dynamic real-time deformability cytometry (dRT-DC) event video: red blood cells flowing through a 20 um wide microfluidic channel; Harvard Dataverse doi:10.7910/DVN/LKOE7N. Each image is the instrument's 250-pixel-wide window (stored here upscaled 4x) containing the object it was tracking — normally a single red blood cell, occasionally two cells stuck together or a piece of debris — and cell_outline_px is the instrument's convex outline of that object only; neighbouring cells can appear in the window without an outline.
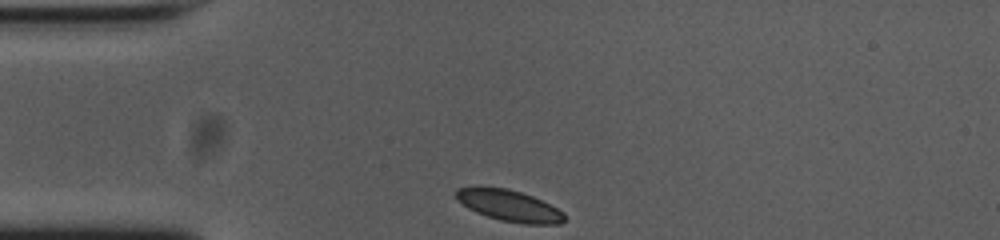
{"species": "common noctule bat (a hibernating species)", "species_latin": "Nyctalus noctula", "temperature_condition": "cold", "stored_images_in_passage": 32, "camera_frame_rate_fps": 3000, "um_per_image_px": 0.085, "animal": {"sex": "female", "body_mass_g": 23.0, "forearm_length_mm": 53.4}, "frame": {"image": 1, "passage_image": 1, "time_ms": 0.0, "image_size_px": [1000, 240], "cell_outline_px": [[564, 220], [560, 224], [524, 224], [500, 220], [476, 212], [468, 208], [456, 200], [456, 188], [508, 188], [532, 196], [564, 212]], "centroid_in_image_um": [43.29, 17.5], "position_along_channel_um": 41.7, "area_um2": 19.36}}
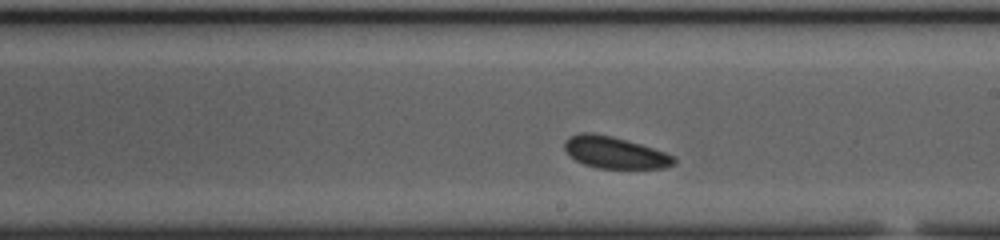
{"frame": {"image": 2, "passage_image": 19, "time_ms": 6.0, "image_size_px": [1000, 240], "cell_outline_px": [[676, 164], [664, 168], [596, 168], [584, 164], [576, 160], [564, 148], [564, 144], [572, 136], [580, 132], [592, 132], [612, 136], [640, 144], [664, 152], [672, 156], [676, 160]], "centroid_in_image_um": [52.27, 12.97], "position_along_channel_um": 236.7, "area_um2": 19.94}}
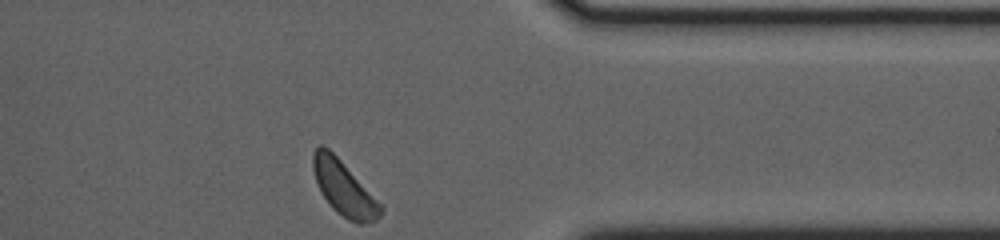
{"frame": {"image": 3, "passage_image": 32, "time_ms": 10.333, "image_size_px": [1000, 240], "cell_outline_px": [[384, 212], [376, 220], [360, 224], [356, 224], [348, 220], [336, 212], [332, 208], [320, 192], [316, 184], [312, 168], [312, 152], [320, 144], [328, 148], [340, 160], [384, 208]], "centroid_in_image_um": [29.19, 16.03], "position_along_channel_um": 382.2, "area_um2": 21.27}, "authors_computed_cell_mechanics": {"area_um2": 20.2589, "velocity_mm_per_s": 3.6591, "shape_relaxation_time_tau1_ms": 0.416, "shape_relaxation_time_tau2_ms": 5.0265, "deformation_change_tau1": 0.037, "deformation_change_tau2": 0.1011}}